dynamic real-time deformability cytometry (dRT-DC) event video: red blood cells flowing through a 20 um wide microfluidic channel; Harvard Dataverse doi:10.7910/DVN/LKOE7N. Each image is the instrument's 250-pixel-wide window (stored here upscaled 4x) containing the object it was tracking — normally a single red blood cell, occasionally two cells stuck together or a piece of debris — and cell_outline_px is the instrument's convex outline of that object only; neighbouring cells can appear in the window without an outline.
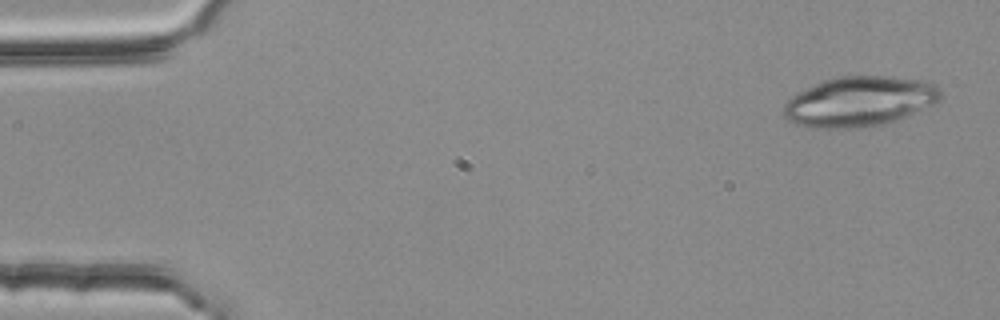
{"species": "common noctule bat (a hibernating species)", "species_latin": "Nyctalus noctula", "temperature_condition": "room temperature", "stored_images_in_passage": 4, "camera_frame_rate_fps": 3000, "um_per_image_px": 0.085, "animal": {"sex": "female", "body_mass_g": 25.1}, "frame": {"image": 1, "passage_image": 1, "time_ms": 0.0, "image_size_px": [1000, 320], "cell_outline_px": [[944, 96], [940, 100], [908, 116], [880, 124], [860, 128], [812, 128], [788, 120], [780, 112], [784, 104], [792, 96], [824, 80], [836, 76], [896, 76], [920, 80], [936, 84], [940, 88]], "centroid_in_image_um": [73.08, 8.62], "position_along_channel_um": 11.9, "area_um2": 45.78}}